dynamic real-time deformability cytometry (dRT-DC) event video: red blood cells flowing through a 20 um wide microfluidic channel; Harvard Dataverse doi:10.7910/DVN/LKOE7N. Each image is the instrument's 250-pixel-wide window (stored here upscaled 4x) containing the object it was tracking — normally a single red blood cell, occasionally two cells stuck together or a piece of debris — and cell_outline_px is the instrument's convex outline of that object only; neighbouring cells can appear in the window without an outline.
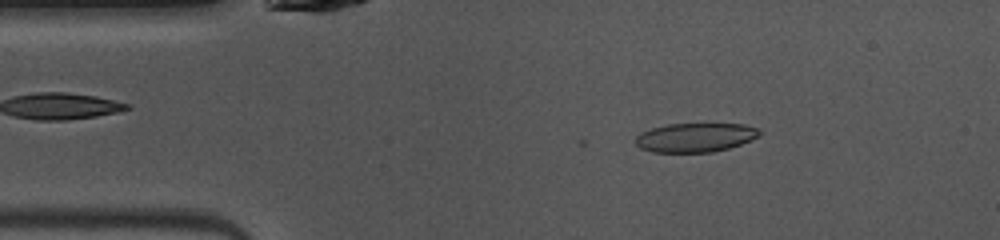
{"species": "common noctule bat (a hibernating species)", "species_latin": "Nyctalus noctula", "temperature_condition": "warm", "stored_images_in_passage": 4, "camera_frame_rate_fps": 3000, "um_per_image_px": 0.085, "animal": {"sex": "female", "body_mass_g": 10.0, "forearm_length_mm": 53.1}, "frame": {"image": 1, "passage_image": 2, "time_ms": 0.333, "image_size_px": [1000, 240], "cell_outline_px": [[760, 136], [740, 144], [728, 148], [712, 152], [652, 152], [640, 148], [636, 144], [636, 136], [640, 132], [652, 128], [668, 124], [744, 124], [756, 128], [760, 132]], "centroid_in_image_um": [59.07, 11.69], "position_along_channel_um": 25.9, "area_um2": 20.87}}